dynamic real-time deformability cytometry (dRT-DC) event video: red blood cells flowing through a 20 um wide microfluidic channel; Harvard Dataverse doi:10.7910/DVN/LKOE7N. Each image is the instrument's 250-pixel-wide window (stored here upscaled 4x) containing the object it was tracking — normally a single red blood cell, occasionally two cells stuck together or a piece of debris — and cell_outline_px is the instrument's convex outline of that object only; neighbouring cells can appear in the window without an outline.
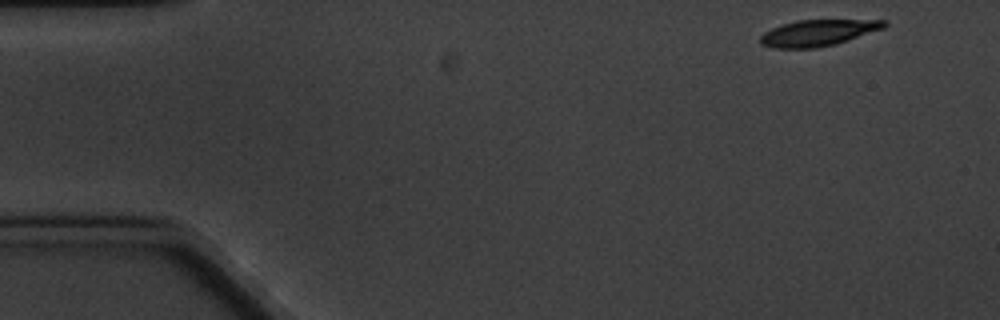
{"species": "common noctule bat (a hibernating species)", "species_latin": "Nyctalus noctula", "temperature_condition": "cold", "stored_images_in_passage": 7, "camera_frame_rate_fps": 3000, "um_per_image_px": 0.085, "animal": {"sex": "male", "body_mass_g": 20.1, "forearm_length_mm": 53.5}, "frame": {"image": 1, "passage_image": 1, "time_ms": 0.0, "image_size_px": [1000, 320], "cell_outline_px": [[888, 24], [884, 28], [836, 44], [816, 48], [772, 48], [760, 44], [760, 36], [764, 32], [772, 28], [796, 20], [888, 20]], "centroid_in_image_um": [69.53, 2.79], "position_along_channel_um": 15.5, "area_um2": 18.96}}
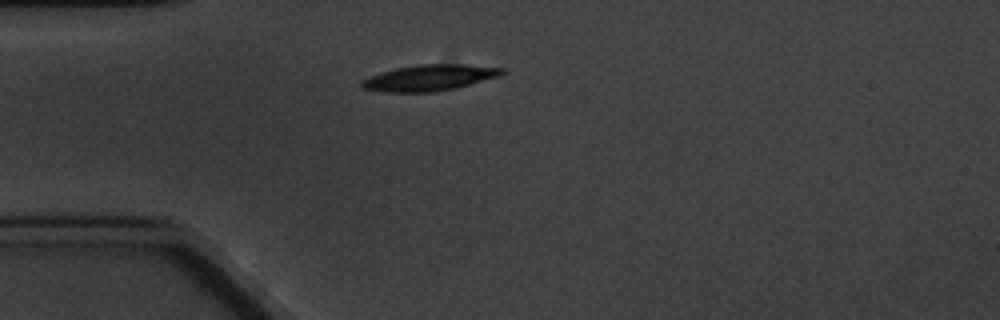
{"frame": {"image": 2, "passage_image": 4, "time_ms": 3.667, "image_size_px": [1000, 320], "cell_outline_px": [[508, 68], [500, 76], [456, 88], [432, 92], [388, 92], [360, 88], [360, 80], [368, 76], [396, 68], [420, 64], [468, 64]], "centroid_in_image_um": [36.52, 6.6], "position_along_channel_um": 48.5, "area_um2": 21.5}}